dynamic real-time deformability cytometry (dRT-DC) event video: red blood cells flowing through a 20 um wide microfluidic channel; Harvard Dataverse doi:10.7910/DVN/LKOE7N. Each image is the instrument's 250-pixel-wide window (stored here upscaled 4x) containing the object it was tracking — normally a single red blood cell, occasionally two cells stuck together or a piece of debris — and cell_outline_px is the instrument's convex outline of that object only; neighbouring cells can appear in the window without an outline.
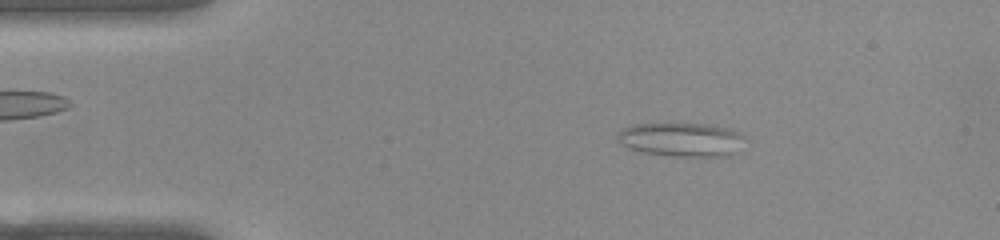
{"species": "common noctule bat (a hibernating species)", "species_latin": "Nyctalus noctula", "temperature_condition": "warm", "stored_images_in_passage": 51, "camera_frame_rate_fps": 3000, "um_per_image_px": 0.085, "animal": {"sex": "female", "body_mass_g": 22.0, "forearm_length_mm": 56.7}, "frame": {"image": 1, "passage_image": 8, "time_ms": 2.333, "image_size_px": [1000, 240], "cell_outline_px": [[744, 136], [740, 152], [728, 156], [676, 156], [644, 152], [628, 148], [616, 140], [616, 136], [624, 128], [632, 124], [708, 124], [732, 128], [740, 132]], "centroid_in_image_um": [57.98, 11.86], "position_along_channel_um": 27.0, "area_um2": 25.32}}
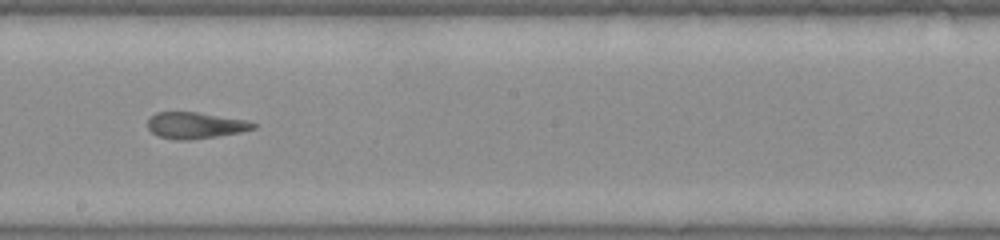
{"frame": {"image": 2, "passage_image": 28, "time_ms": 9.0, "image_size_px": [1000, 240], "cell_outline_px": [[256, 128], [240, 132], [216, 136], [188, 140], [176, 140], [156, 136], [148, 128], [148, 120], [156, 112], [196, 112], [248, 120], [256, 124]], "centroid_in_image_um": [16.59, 10.66], "position_along_channel_um": 231.6, "area_um2": 16.18}}
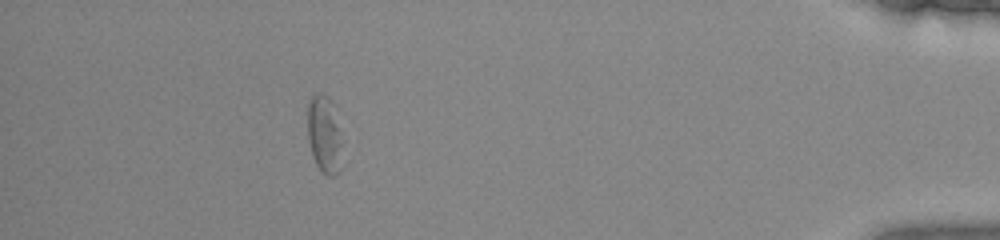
{"frame": {"image": 3, "passage_image": 46, "time_ms": 15.0, "image_size_px": [1000, 240], "cell_outline_px": [[340, 172], [336, 176], [328, 176], [320, 172], [312, 156], [308, 140], [308, 104], [312, 96], [316, 92], [324, 92], [332, 100], [340, 132]], "centroid_in_image_um": [27.55, 11.42], "position_along_channel_um": 407.7, "area_um2": 15.84}, "authors_computed_cell_mechanics": {"area_um2": 17.2244, "velocity_mm_per_s": 3.8817, "shape_relaxation_time_tau1_ms": null, "shape_relaxation_time_tau2_ms": 2.809, "deformation_change_tau1": null, "deformation_change_tau2": 0.13}}